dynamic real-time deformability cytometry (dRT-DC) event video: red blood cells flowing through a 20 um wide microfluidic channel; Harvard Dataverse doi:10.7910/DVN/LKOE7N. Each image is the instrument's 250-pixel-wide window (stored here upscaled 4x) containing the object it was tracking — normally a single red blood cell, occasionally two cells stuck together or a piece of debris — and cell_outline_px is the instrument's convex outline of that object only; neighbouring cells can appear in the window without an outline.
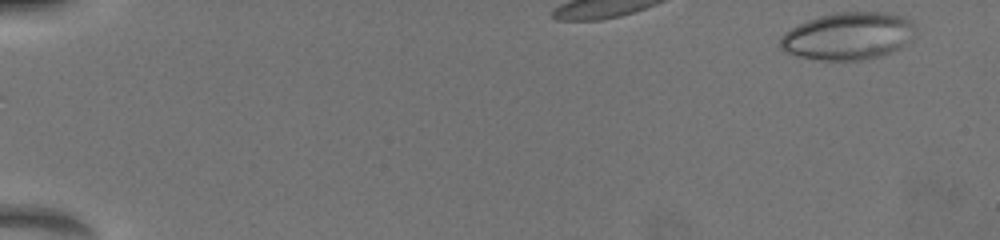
{"species": "common noctule bat (a hibernating species)", "species_latin": "Nyctalus noctula", "temperature_condition": "warm", "stored_images_in_passage": 37, "camera_frame_rate_fps": 3000, "um_per_image_px": 0.085, "animal": {"sex": "female", "body_mass_g": 19.5, "forearm_length_mm": 54.1}, "frame": {"image": 1, "passage_image": 1, "time_ms": 0.0, "image_size_px": [1000, 240], "cell_outline_px": [[916, 28], [900, 48], [880, 56], [860, 60], [820, 60], [800, 56], [784, 52], [780, 48], [780, 40], [784, 32], [808, 20], [820, 16], [836, 12], [880, 12], [900, 16], [912, 20], [916, 24]], "centroid_in_image_um": [72.07, 3.06], "position_along_channel_um": 12.9, "area_um2": 36.93}}
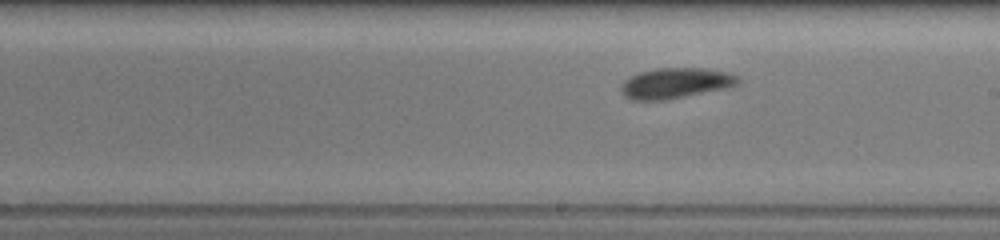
{"frame": {"image": 2, "passage_image": 22, "time_ms": 7.333, "image_size_px": [1000, 240], "cell_outline_px": [[740, 80], [736, 84], [724, 88], [660, 100], [636, 100], [628, 96], [624, 92], [624, 80], [640, 72], [656, 68], [704, 68], [728, 72], [740, 76]], "centroid_in_image_um": [57.49, 7.03], "position_along_channel_um": 231.5, "area_um2": 20.0}}
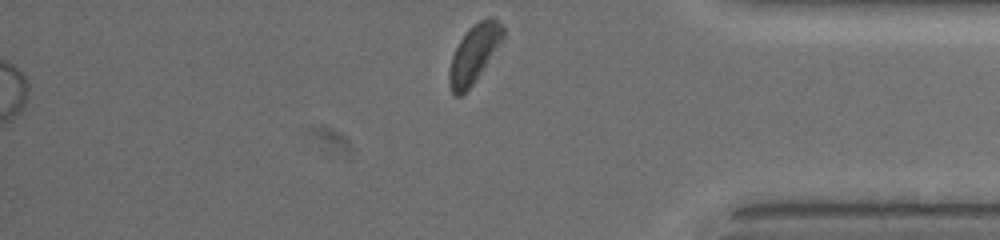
{"frame": {"image": 3, "passage_image": 37, "time_ms": 12.0, "image_size_px": [1000, 240], "cell_outline_px": [[504, 36], [472, 84], [460, 96], [456, 96], [452, 92], [452, 56], [460, 40], [468, 28], [472, 24], [488, 16], [492, 16], [504, 28]], "centroid_in_image_um": [40.34, 4.46], "position_along_channel_um": 394.9, "area_um2": 16.99}, "authors_computed_cell_mechanics": {"area_um2": 20.0566, "velocity_mm_per_s": 3.82, "shape_relaxation_time_tau1_ms": 2.5915, "shape_relaxation_time_tau2_ms": 2.2883, "deformation_change_tau1": 0.0961, "deformation_change_tau2": 0.0789}}